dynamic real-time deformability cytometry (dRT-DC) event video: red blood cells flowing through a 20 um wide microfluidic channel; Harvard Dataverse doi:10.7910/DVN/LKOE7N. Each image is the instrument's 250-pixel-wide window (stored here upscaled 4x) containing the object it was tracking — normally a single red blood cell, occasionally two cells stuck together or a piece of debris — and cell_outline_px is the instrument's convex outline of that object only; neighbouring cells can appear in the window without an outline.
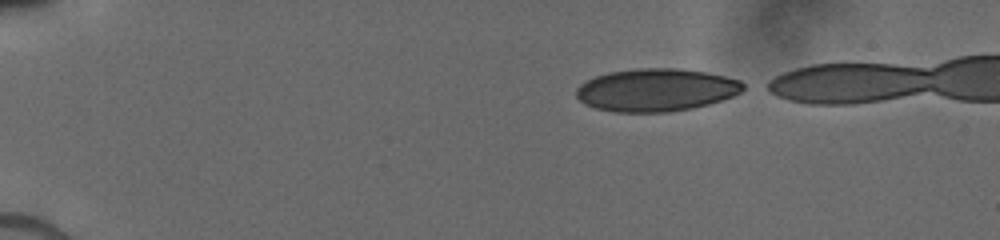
{"species": "human", "species_latin": "Homo sapiens", "temperature_condition": "cold", "stored_images_in_passage": 29, "camera_frame_rate_fps": 3000, "um_per_image_px": 0.085, "donor": {"sex": "male"}, "frame": {"image": 1, "passage_image": 1, "time_ms": 0.0, "image_size_px": [1000, 240], "cell_outline_px": [[744, 88], [740, 92], [732, 96], [708, 104], [692, 108], [668, 112], [612, 112], [596, 108], [584, 104], [576, 96], [576, 88], [580, 84], [596, 76], [608, 72], [636, 68], [676, 68], [704, 72], [724, 76], [740, 80], [744, 84]], "centroid_in_image_um": [55.74, 7.65], "position_along_channel_um": 29.3, "area_um2": 41.5}}
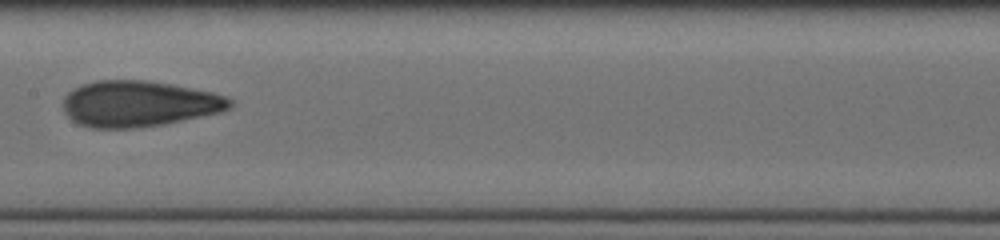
{"frame": {"image": 2, "passage_image": 14, "time_ms": 6.333, "image_size_px": [1000, 240], "cell_outline_px": [[232, 108], [220, 112], [164, 124], [136, 128], [92, 128], [80, 124], [72, 120], [64, 112], [64, 96], [68, 92], [84, 84], [96, 80], [144, 80], [172, 84], [212, 92], [224, 96], [232, 100]], "centroid_in_image_um": [11.81, 8.82], "position_along_channel_um": 195.6, "area_um2": 44.56}}
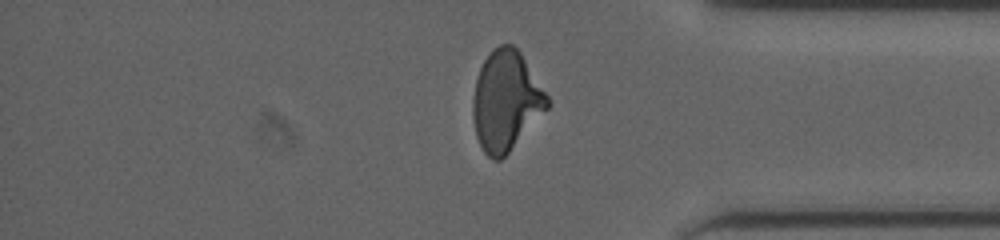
{"frame": {"image": 3, "passage_image": 25, "time_ms": 11.333, "image_size_px": [1000, 240], "cell_outline_px": [[548, 108], [508, 152], [500, 160], [492, 160], [484, 152], [476, 136], [472, 116], [472, 100], [476, 80], [480, 68], [484, 60], [492, 48], [500, 44], [512, 44], [520, 52], [548, 96]], "centroid_in_image_um": [42.98, 8.56], "position_along_channel_um": 392.2, "area_um2": 42.89}}